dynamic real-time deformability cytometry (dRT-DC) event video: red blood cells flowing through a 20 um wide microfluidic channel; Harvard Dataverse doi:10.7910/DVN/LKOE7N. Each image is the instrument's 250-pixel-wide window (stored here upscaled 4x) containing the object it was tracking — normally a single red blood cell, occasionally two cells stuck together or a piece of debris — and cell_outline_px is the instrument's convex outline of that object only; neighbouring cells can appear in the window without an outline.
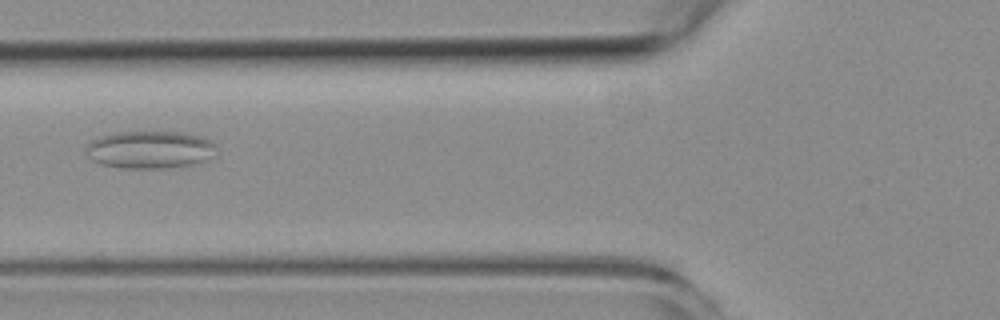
{"species": "common noctule bat (a hibernating species)", "species_latin": "Nyctalus noctula", "temperature_condition": "room temperature", "stored_images_in_passage": 7, "camera_frame_rate_fps": 3000, "um_per_image_px": 0.085, "animal": {"sex": "female", "body_mass_g": 19.3, "forearm_length_mm": 54.1}, "frame": {"image": 1, "passage_image": 2, "time_ms": 1.333, "image_size_px": [1000, 320], "cell_outline_px": [[212, 144], [204, 160], [192, 164], [172, 168], [120, 168], [100, 164], [92, 160], [88, 156], [88, 144], [92, 140], [100, 136], [116, 132], [180, 132], [204, 136]], "centroid_in_image_um": [12.64, 12.72], "position_along_channel_um": 113.2, "area_um2": 27.92}}